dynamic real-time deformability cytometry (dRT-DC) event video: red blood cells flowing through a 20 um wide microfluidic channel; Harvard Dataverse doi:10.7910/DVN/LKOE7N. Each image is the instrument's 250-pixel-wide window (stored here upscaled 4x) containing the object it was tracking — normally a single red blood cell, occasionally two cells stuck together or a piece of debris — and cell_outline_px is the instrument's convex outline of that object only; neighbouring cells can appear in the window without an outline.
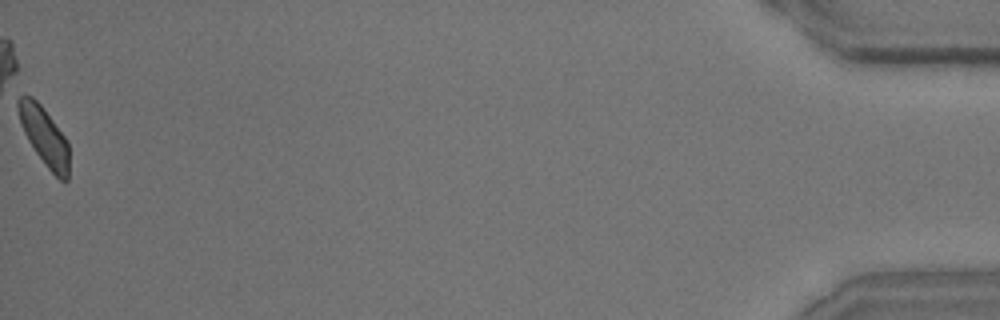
{"species": "common noctule bat (a hibernating species)", "species_latin": "Nyctalus noctula", "temperature_condition": "room temperature", "stored_images_in_passage": 50, "camera_frame_rate_fps": 3000, "um_per_image_px": 0.085, "animal": {"sex": "male", "body_mass_g": 15.6}, "frame": {"image": 1, "passage_image": 50, "time_ms": 16.333, "image_size_px": [1000, 320], "cell_outline_px": [[68, 180], [60, 180], [44, 164], [28, 140], [20, 124], [16, 108], [16, 100], [20, 96], [32, 96], [40, 104], [68, 140]], "centroid_in_image_um": [3.74, 11.55], "position_along_channel_um": 431.5, "area_um2": 17.22}, "authors_computed_cell_mechanics": {"area_um2": 18.7561, "velocity_mm_per_s": 3.9014, "shape_relaxation_time_tau1_ms": 5.9608, "shape_relaxation_time_tau2_ms": 1.8248, "deformation_change_tau1": 0.1473, "deformation_change_tau2": 0.0661}}